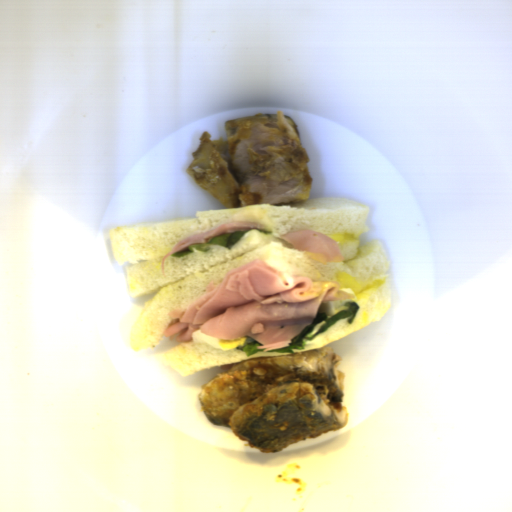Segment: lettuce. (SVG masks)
<instances>
[{"label":"lettuce","mask_w":512,"mask_h":512,"mask_svg":"<svg viewBox=\"0 0 512 512\" xmlns=\"http://www.w3.org/2000/svg\"><path fill=\"white\" fill-rule=\"evenodd\" d=\"M360 306L355 301H349L343 307L337 309L333 315L320 312L316 316L310 326L305 327L287 347L266 350L267 353H285L292 354L294 350H304L307 342L314 340L334 324L342 319H346L348 324L354 322Z\"/></svg>","instance_id":"1"},{"label":"lettuce","mask_w":512,"mask_h":512,"mask_svg":"<svg viewBox=\"0 0 512 512\" xmlns=\"http://www.w3.org/2000/svg\"><path fill=\"white\" fill-rule=\"evenodd\" d=\"M248 231H250V230L216 236V237H213L207 243H195V244L191 245L188 250H183V251H179L176 253H172L170 256H172V258H179V257L186 256V255L192 253L193 251H199V252L203 253V252H207L214 246L224 247L228 250V249L232 248L233 246H235L236 243L241 239V237Z\"/></svg>","instance_id":"2"},{"label":"lettuce","mask_w":512,"mask_h":512,"mask_svg":"<svg viewBox=\"0 0 512 512\" xmlns=\"http://www.w3.org/2000/svg\"><path fill=\"white\" fill-rule=\"evenodd\" d=\"M262 344L259 343L257 340L253 338L251 343H246L239 347H233L234 349L240 350L243 354H246L247 357H251L255 353L264 352L263 349H257V346H261Z\"/></svg>","instance_id":"3"},{"label":"lettuce","mask_w":512,"mask_h":512,"mask_svg":"<svg viewBox=\"0 0 512 512\" xmlns=\"http://www.w3.org/2000/svg\"><path fill=\"white\" fill-rule=\"evenodd\" d=\"M254 230H256V229H254ZM256 231H257L258 233H262V234H264V235L271 234V232H272L271 230H268V229H266V228H263V230H256Z\"/></svg>","instance_id":"4"}]
</instances>
